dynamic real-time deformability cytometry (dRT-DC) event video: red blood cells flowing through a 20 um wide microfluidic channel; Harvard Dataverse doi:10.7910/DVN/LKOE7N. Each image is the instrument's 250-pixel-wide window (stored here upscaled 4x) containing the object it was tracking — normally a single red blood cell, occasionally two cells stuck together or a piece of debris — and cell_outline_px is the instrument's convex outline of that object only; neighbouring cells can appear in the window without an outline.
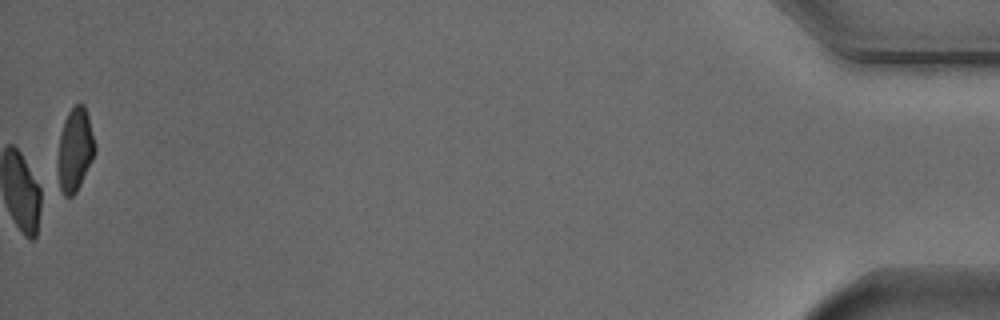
{"species": "Egyptian fruit bat (a non-hibernating species)", "species_latin": "Rousettus aegyptiacus", "temperature_condition": "cold", "stored_images_in_passage": 52, "camera_frame_rate_fps": 3000, "um_per_image_px": 0.085, "animal": {"sex": "male"}, "frame": {"image": 1, "passage_image": 52, "time_ms": 17.0, "image_size_px": [1000, 320], "cell_outline_px": [[96, 152], [76, 192], [72, 196], [64, 196], [56, 188], [56, 160], [60, 132], [64, 120], [68, 112], [76, 104], [84, 104], [88, 116], [96, 144]], "centroid_in_image_um": [6.32, 12.79], "position_along_channel_um": 428.9, "area_um2": 18.73}, "authors_computed_cell_mechanics": {"area_um2": 20.9814, "velocity_mm_per_s": 3.759, "shape_relaxation_time_tau1_ms": 2.6113, "shape_relaxation_time_tau2_ms": null, "deformation_change_tau1": 0.0962, "deformation_change_tau2": null}}